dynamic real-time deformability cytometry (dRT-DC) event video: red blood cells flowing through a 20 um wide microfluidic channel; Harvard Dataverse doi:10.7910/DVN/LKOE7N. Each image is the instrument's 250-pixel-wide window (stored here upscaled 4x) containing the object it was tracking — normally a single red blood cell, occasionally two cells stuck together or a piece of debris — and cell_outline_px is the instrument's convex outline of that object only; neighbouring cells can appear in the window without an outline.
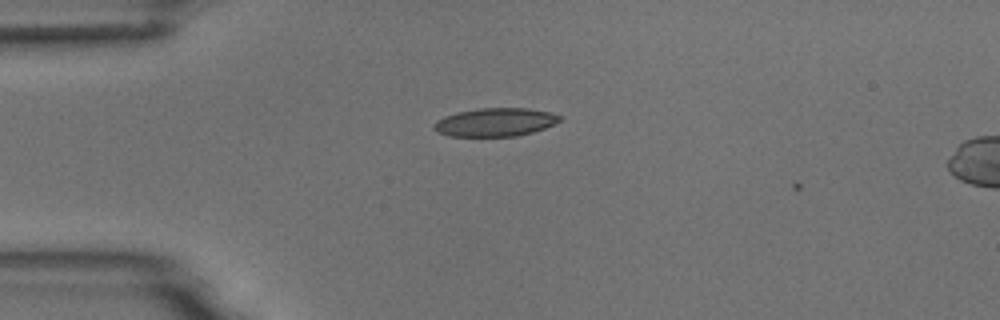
{"species": "common noctule bat (a hibernating species)", "species_latin": "Nyctalus noctula", "temperature_condition": "room temperature", "stored_images_in_passage": 7, "camera_frame_rate_fps": 3000, "um_per_image_px": 0.085, "animal": {"sex": "male", "body_mass_g": 18.8}, "frame": {"image": 1, "passage_image": 2, "time_ms": 1.0, "image_size_px": [1000, 320], "cell_outline_px": [[560, 120], [544, 128], [532, 132], [516, 136], [448, 136], [436, 132], [432, 128], [432, 124], [436, 120], [444, 116], [456, 112], [480, 108], [528, 108], [548, 112], [560, 116]], "centroid_in_image_um": [42.0, 10.39], "position_along_channel_um": 43.0, "area_um2": 20.75}}
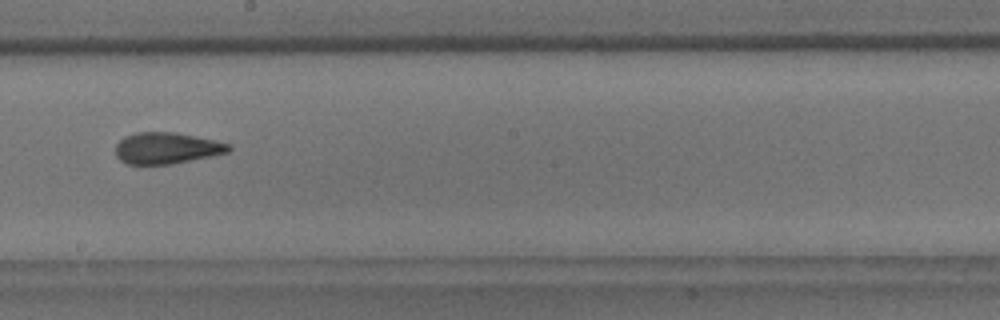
{"frame": {"image": 2, "passage_image": 7, "time_ms": 6.667, "image_size_px": [1000, 320], "cell_outline_px": [[232, 148], [228, 152], [172, 164], [128, 164], [120, 160], [116, 156], [116, 144], [124, 136], [136, 132], [172, 132], [232, 144]], "centroid_in_image_um": [14.13, 12.59], "position_along_channel_um": 234.1, "area_um2": 20.46}}